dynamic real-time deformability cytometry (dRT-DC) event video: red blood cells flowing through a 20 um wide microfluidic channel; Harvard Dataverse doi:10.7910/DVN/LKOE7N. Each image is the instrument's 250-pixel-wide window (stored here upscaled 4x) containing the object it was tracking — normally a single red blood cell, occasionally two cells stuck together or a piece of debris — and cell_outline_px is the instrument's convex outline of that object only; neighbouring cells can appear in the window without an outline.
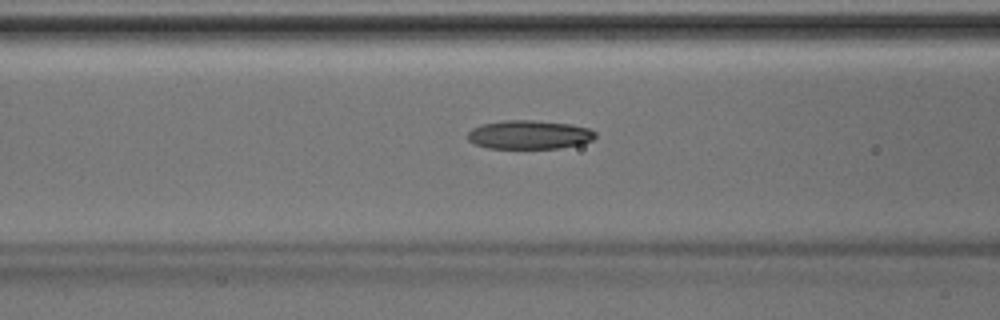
{"species": "Egyptian fruit bat (a non-hibernating species)", "species_latin": "Rousettus aegyptiacus", "temperature_condition": "room temperature", "stored_images_in_passage": 23, "camera_frame_rate_fps": 3000, "um_per_image_px": 0.085, "animal": {"sex": "male"}, "frame": {"image": 1, "passage_image": 12, "time_ms": 3.667, "image_size_px": [1000, 320], "cell_outline_px": [[596, 136], [592, 140], [580, 144], [560, 148], [488, 148], [476, 144], [468, 140], [468, 132], [472, 128], [484, 124], [508, 120], [532, 120], [572, 124], [588, 128], [596, 132]], "centroid_in_image_um": [45.01, 11.45], "position_along_channel_um": 121.6, "area_um2": 21.27}}
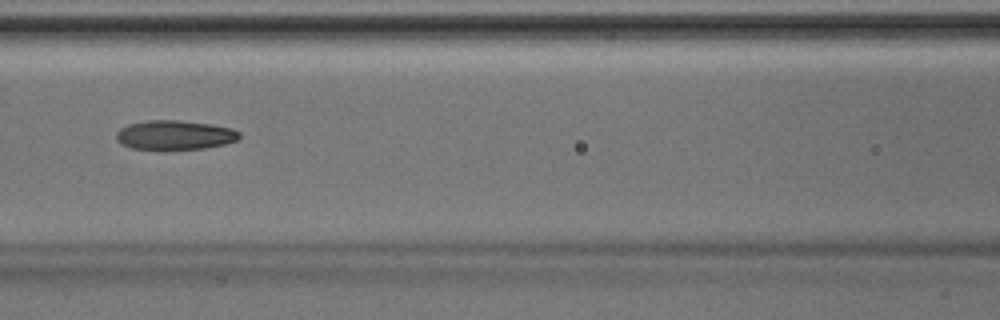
{"frame": {"image": 2, "passage_image": 14, "time_ms": 4.333, "image_size_px": [1000, 320], "cell_outline_px": [[240, 136], [236, 140], [224, 144], [204, 148], [132, 148], [120, 144], [116, 140], [116, 132], [120, 128], [128, 124], [148, 120], [180, 120], [212, 124], [232, 128], [240, 132]], "centroid_in_image_um": [14.84, 11.45], "position_along_channel_um": 151.8, "area_um2": 20.81}}